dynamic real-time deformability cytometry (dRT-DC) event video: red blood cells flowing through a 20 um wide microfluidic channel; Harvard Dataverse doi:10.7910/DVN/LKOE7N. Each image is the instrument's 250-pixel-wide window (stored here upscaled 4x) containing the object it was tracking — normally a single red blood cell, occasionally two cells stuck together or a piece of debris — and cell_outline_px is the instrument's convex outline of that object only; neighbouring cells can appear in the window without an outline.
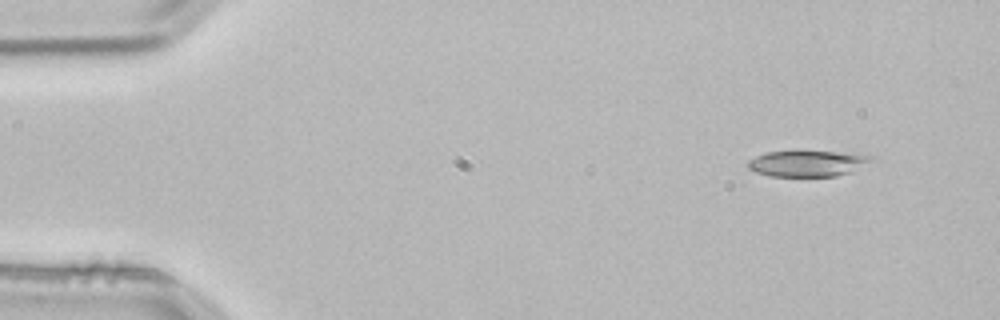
{"species": "common noctule bat (a hibernating species)", "species_latin": "Nyctalus noctula", "temperature_condition": "room temperature", "stored_images_in_passage": 4, "camera_frame_rate_fps": 3000, "um_per_image_px": 0.085, "animal": {"sex": "male", "body_mass_g": 21.5, "forearm_length_mm": 52.0}, "frame": {"image": 1, "passage_image": 1, "time_ms": 0.0, "image_size_px": [1000, 320], "cell_outline_px": [[880, 160], [848, 172], [836, 176], [768, 176], [756, 172], [748, 168], [748, 160], [756, 156], [768, 152], [800, 148], [872, 156]], "centroid_in_image_um": [68.65, 13.85], "position_along_channel_um": 16.4, "area_um2": 19.48}}
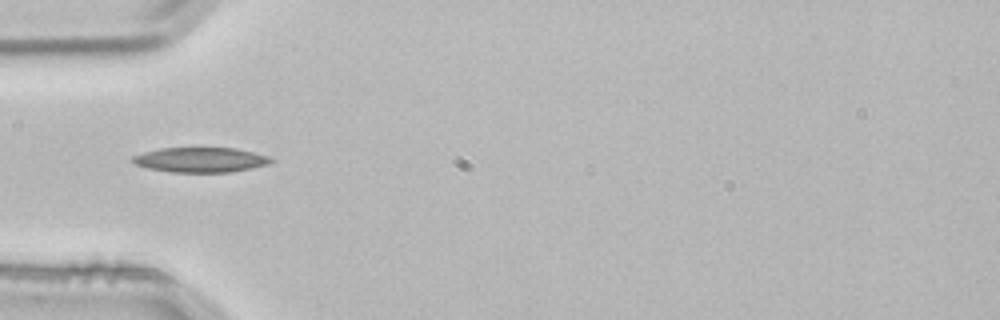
{"frame": {"image": 2, "passage_image": 3, "time_ms": 0.667, "image_size_px": [1000, 320], "cell_outline_px": [[276, 160], [268, 164], [252, 168], [232, 172], [172, 172], [148, 168], [132, 164], [128, 160], [132, 156], [144, 152], [160, 148], [236, 148], [268, 156]], "centroid_in_image_um": [17.01, 13.59], "position_along_channel_um": 68.0, "area_um2": 20.23}}